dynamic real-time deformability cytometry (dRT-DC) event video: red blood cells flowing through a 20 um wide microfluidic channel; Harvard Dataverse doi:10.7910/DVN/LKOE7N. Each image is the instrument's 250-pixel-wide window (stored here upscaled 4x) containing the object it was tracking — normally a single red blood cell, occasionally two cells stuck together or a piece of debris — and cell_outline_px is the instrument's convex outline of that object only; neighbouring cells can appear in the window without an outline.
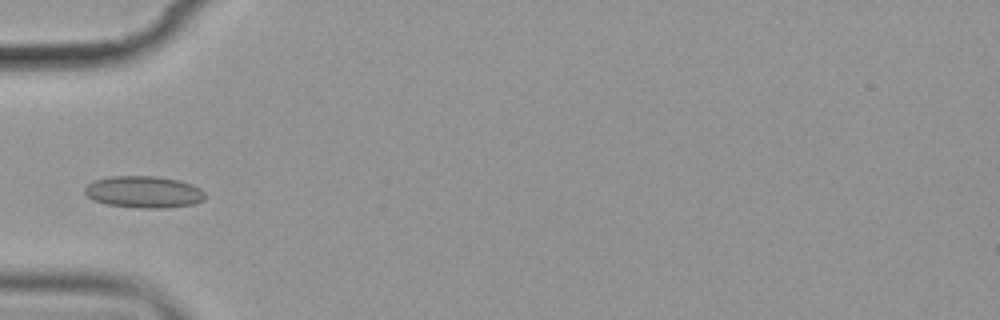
{"species": "common noctule bat (a hibernating species)", "species_latin": "Nyctalus noctula", "temperature_condition": "cold", "stored_images_in_passage": 13, "camera_frame_rate_fps": 3000, "um_per_image_px": 0.085, "animal": {"sex": "female", "body_mass_g": 19.9}, "frame": {"image": 1, "passage_image": 3, "time_ms": 3.0, "image_size_px": [1000, 320], "cell_outline_px": [[208, 196], [204, 200], [192, 204], [168, 208], [140, 208], [104, 204], [92, 200], [84, 192], [84, 188], [88, 184], [96, 180], [108, 176], [156, 176], [176, 180], [192, 184], [200, 188]], "centroid_in_image_um": [12.22, 16.32], "position_along_channel_um": 72.8, "area_um2": 22.48}}
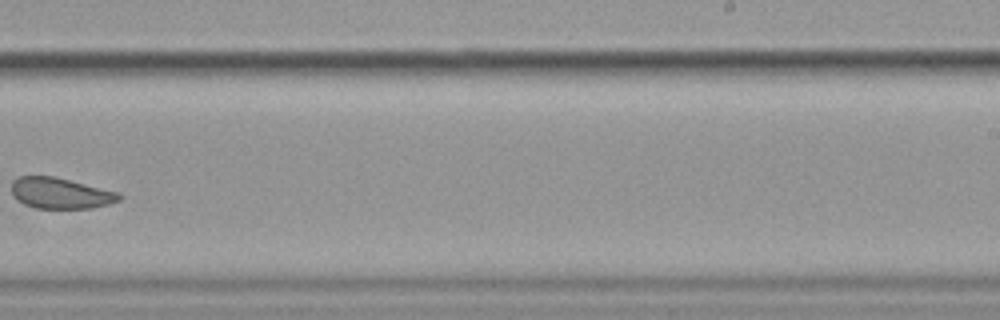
{"frame": {"image": 2, "passage_image": 8, "time_ms": 9.0, "image_size_px": [1000, 320], "cell_outline_px": [[124, 196], [120, 200], [108, 204], [88, 208], [36, 208], [24, 204], [16, 200], [12, 196], [12, 180], [20, 176], [56, 176], [120, 192]], "centroid_in_image_um": [5.15, 16.41], "position_along_channel_um": 283.8, "area_um2": 19.65}}
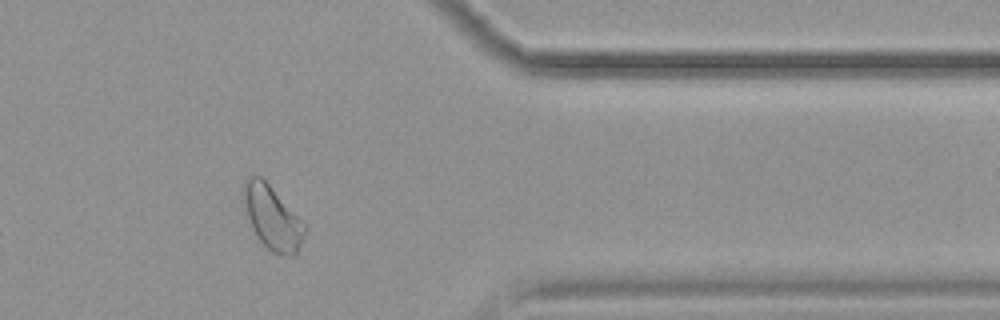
{"frame": {"image": 3, "passage_image": 11, "time_ms": 12.333, "image_size_px": [1000, 320], "cell_outline_px": [[308, 228], [296, 252], [292, 256], [280, 256], [272, 252], [256, 236], [252, 228], [248, 216], [244, 200], [244, 180], [248, 176], [260, 176], [308, 224]], "centroid_in_image_um": [23.2, 18.52], "position_along_channel_um": 388.2, "area_um2": 22.6}, "authors_computed_cell_mechanics": {"area_um2": 20.4034, "velocity_mm_per_s": 3.5259, "shape_relaxation_time_tau1_ms": null, "shape_relaxation_time_tau2_ms": 2.476, "deformation_change_tau1": null, "deformation_change_tau2": 0.0396}}